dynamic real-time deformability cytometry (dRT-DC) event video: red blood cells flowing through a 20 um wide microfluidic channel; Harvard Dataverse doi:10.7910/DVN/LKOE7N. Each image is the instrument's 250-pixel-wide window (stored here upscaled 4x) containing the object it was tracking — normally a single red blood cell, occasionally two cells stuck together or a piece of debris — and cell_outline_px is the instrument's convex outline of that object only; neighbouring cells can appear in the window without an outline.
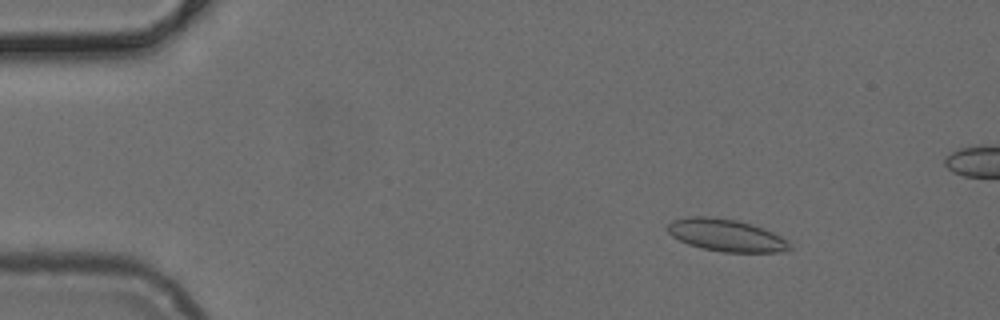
{"species": "common noctule bat (a hibernating species)", "species_latin": "Nyctalus noctula", "temperature_condition": "cold", "stored_images_in_passage": 52, "camera_frame_rate_fps": 3000, "um_per_image_px": 0.085, "animal": {"sex": "female", "body_mass_g": 24.6, "forearm_length_mm": 56.2}, "frame": {"image": 1, "passage_image": 7, "time_ms": 2.0, "image_size_px": [1000, 320], "cell_outline_px": [[792, 248], [780, 252], [724, 252], [704, 248], [688, 244], [672, 236], [668, 232], [668, 224], [672, 220], [688, 216], [708, 216], [736, 220], [772, 232], [788, 240]], "centroid_in_image_um": [61.71, 19.99], "position_along_channel_um": 23.3, "area_um2": 22.66}}
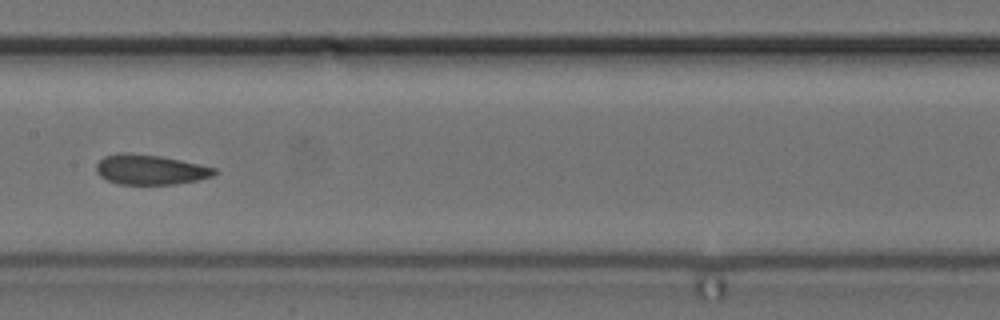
{"frame": {"image": 2, "passage_image": 26, "time_ms": 8.333, "image_size_px": [1000, 320], "cell_outline_px": [[220, 172], [212, 176], [196, 180], [172, 184], [120, 184], [108, 180], [100, 176], [96, 172], [96, 164], [104, 156], [120, 152], [128, 152], [160, 156], [180, 160], [216, 168]], "centroid_in_image_um": [12.75, 14.41], "position_along_channel_um": 194.6, "area_um2": 20.58}}
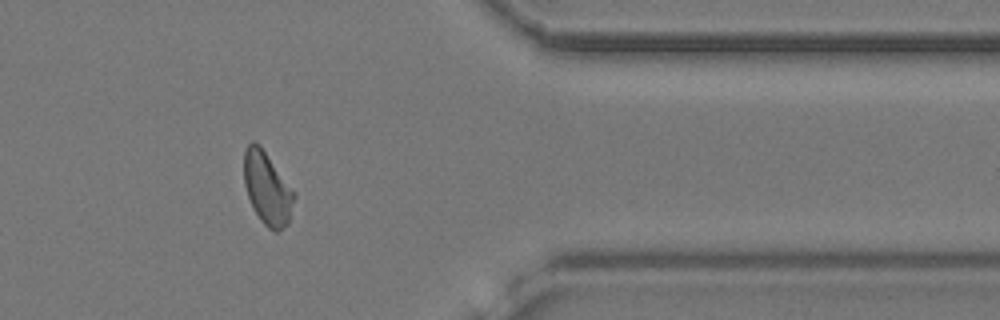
{"frame": {"image": 3, "passage_image": 42, "time_ms": 13.667, "image_size_px": [1000, 320], "cell_outline_px": [[296, 196], [288, 224], [276, 232], [268, 228], [260, 220], [248, 196], [244, 184], [244, 148], [252, 140], [260, 144]], "centroid_in_image_um": [22.7, 16.0], "position_along_channel_um": 388.7, "area_um2": 20.92}}